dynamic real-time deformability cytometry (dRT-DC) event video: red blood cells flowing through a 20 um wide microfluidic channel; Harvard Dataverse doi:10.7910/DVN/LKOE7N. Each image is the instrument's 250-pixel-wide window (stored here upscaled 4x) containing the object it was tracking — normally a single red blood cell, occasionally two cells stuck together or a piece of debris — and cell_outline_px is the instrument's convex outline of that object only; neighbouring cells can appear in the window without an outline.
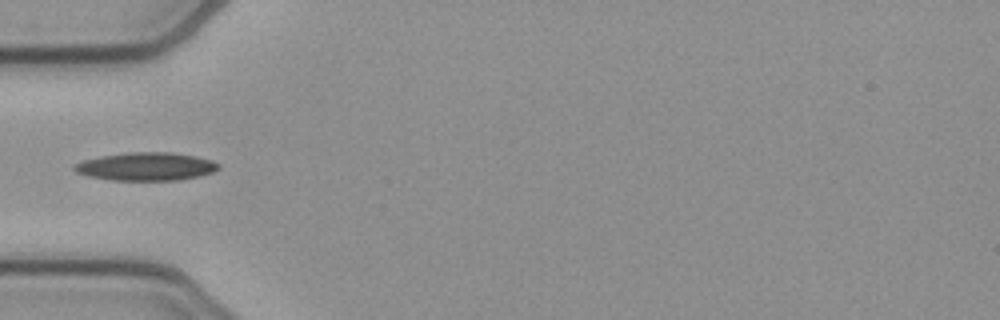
{"species": "common noctule bat (a hibernating species)", "species_latin": "Nyctalus noctula", "temperature_condition": "cold", "stored_images_in_passage": 36, "camera_frame_rate_fps": 3000, "um_per_image_px": 0.085, "animal": {"sex": "female", "body_mass_g": 21.9}, "frame": {"image": 1, "passage_image": 1, "time_ms": 0.0, "image_size_px": [1000, 320], "cell_outline_px": [[220, 168], [212, 172], [200, 176], [180, 180], [112, 180], [88, 176], [76, 172], [72, 168], [72, 164], [84, 160], [100, 156], [128, 152], [168, 152], [196, 156], [212, 160], [220, 164]], "centroid_in_image_um": [12.41, 14.15], "position_along_channel_um": 72.6, "area_um2": 23.76}}
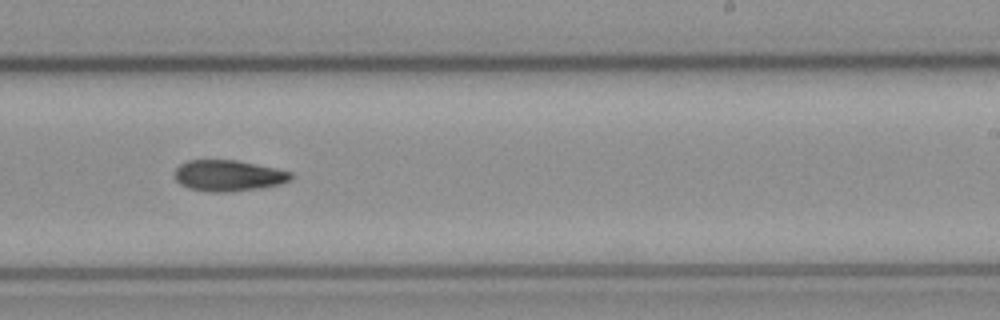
{"frame": {"image": 2, "passage_image": 16, "time_ms": 5.0, "image_size_px": [1000, 320], "cell_outline_px": [[292, 180], [280, 184], [260, 188], [228, 192], [208, 192], [188, 188], [180, 184], [176, 180], [176, 168], [180, 164], [188, 160], [236, 160], [276, 168], [292, 172]], "centroid_in_image_um": [19.42, 14.93], "position_along_channel_um": 269.6, "area_um2": 21.1}}
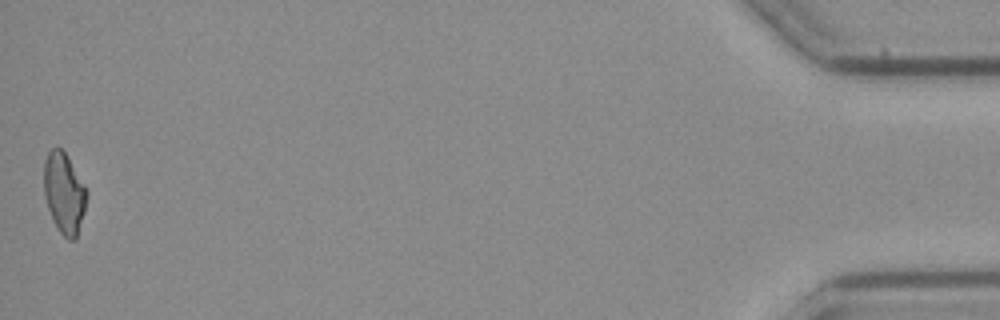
{"frame": {"image": 3, "passage_image": 36, "time_ms": 11.667, "image_size_px": [1000, 320], "cell_outline_px": [[88, 196], [84, 212], [76, 240], [68, 240], [60, 232], [52, 220], [44, 196], [44, 160], [48, 152], [52, 148], [60, 148], [64, 152], [84, 184], [88, 192]], "centroid_in_image_um": [5.45, 16.44], "position_along_channel_um": 429.8, "area_um2": 20.11}}